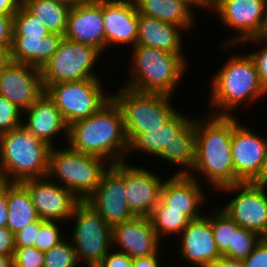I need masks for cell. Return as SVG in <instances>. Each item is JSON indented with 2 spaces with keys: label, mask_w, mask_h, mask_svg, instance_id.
<instances>
[{
  "label": "cell",
  "mask_w": 267,
  "mask_h": 267,
  "mask_svg": "<svg viewBox=\"0 0 267 267\" xmlns=\"http://www.w3.org/2000/svg\"><path fill=\"white\" fill-rule=\"evenodd\" d=\"M267 185L238 183L219 189L236 194L222 209L237 225L267 238ZM236 191V192H235Z\"/></svg>",
  "instance_id": "obj_11"
},
{
  "label": "cell",
  "mask_w": 267,
  "mask_h": 267,
  "mask_svg": "<svg viewBox=\"0 0 267 267\" xmlns=\"http://www.w3.org/2000/svg\"><path fill=\"white\" fill-rule=\"evenodd\" d=\"M64 38L94 46L105 53L103 0H89L71 7Z\"/></svg>",
  "instance_id": "obj_21"
},
{
  "label": "cell",
  "mask_w": 267,
  "mask_h": 267,
  "mask_svg": "<svg viewBox=\"0 0 267 267\" xmlns=\"http://www.w3.org/2000/svg\"><path fill=\"white\" fill-rule=\"evenodd\" d=\"M13 261L14 267H43L44 252L36 247H15Z\"/></svg>",
  "instance_id": "obj_38"
},
{
  "label": "cell",
  "mask_w": 267,
  "mask_h": 267,
  "mask_svg": "<svg viewBox=\"0 0 267 267\" xmlns=\"http://www.w3.org/2000/svg\"><path fill=\"white\" fill-rule=\"evenodd\" d=\"M96 267H133V258L111 249Z\"/></svg>",
  "instance_id": "obj_42"
},
{
  "label": "cell",
  "mask_w": 267,
  "mask_h": 267,
  "mask_svg": "<svg viewBox=\"0 0 267 267\" xmlns=\"http://www.w3.org/2000/svg\"><path fill=\"white\" fill-rule=\"evenodd\" d=\"M63 35L50 32L44 38H12L11 61L42 69L57 51Z\"/></svg>",
  "instance_id": "obj_25"
},
{
  "label": "cell",
  "mask_w": 267,
  "mask_h": 267,
  "mask_svg": "<svg viewBox=\"0 0 267 267\" xmlns=\"http://www.w3.org/2000/svg\"><path fill=\"white\" fill-rule=\"evenodd\" d=\"M242 262L244 267H267V238H261L252 253Z\"/></svg>",
  "instance_id": "obj_40"
},
{
  "label": "cell",
  "mask_w": 267,
  "mask_h": 267,
  "mask_svg": "<svg viewBox=\"0 0 267 267\" xmlns=\"http://www.w3.org/2000/svg\"><path fill=\"white\" fill-rule=\"evenodd\" d=\"M209 267H244V265L242 260L221 256L215 262L211 263Z\"/></svg>",
  "instance_id": "obj_48"
},
{
  "label": "cell",
  "mask_w": 267,
  "mask_h": 267,
  "mask_svg": "<svg viewBox=\"0 0 267 267\" xmlns=\"http://www.w3.org/2000/svg\"><path fill=\"white\" fill-rule=\"evenodd\" d=\"M195 118L192 119L178 134L174 135L173 140L164 146L163 150L156 156L161 160L171 164L180 165V169L174 175H189L195 158Z\"/></svg>",
  "instance_id": "obj_28"
},
{
  "label": "cell",
  "mask_w": 267,
  "mask_h": 267,
  "mask_svg": "<svg viewBox=\"0 0 267 267\" xmlns=\"http://www.w3.org/2000/svg\"><path fill=\"white\" fill-rule=\"evenodd\" d=\"M8 183L4 171L2 170V168L0 167V192L3 191L5 185Z\"/></svg>",
  "instance_id": "obj_55"
},
{
  "label": "cell",
  "mask_w": 267,
  "mask_h": 267,
  "mask_svg": "<svg viewBox=\"0 0 267 267\" xmlns=\"http://www.w3.org/2000/svg\"><path fill=\"white\" fill-rule=\"evenodd\" d=\"M246 54H231L213 75L208 99L211 115L234 116L241 104L254 103L267 95L253 59Z\"/></svg>",
  "instance_id": "obj_3"
},
{
  "label": "cell",
  "mask_w": 267,
  "mask_h": 267,
  "mask_svg": "<svg viewBox=\"0 0 267 267\" xmlns=\"http://www.w3.org/2000/svg\"><path fill=\"white\" fill-rule=\"evenodd\" d=\"M55 1L66 4L71 8L77 5H81L82 3L87 2L89 0H55Z\"/></svg>",
  "instance_id": "obj_54"
},
{
  "label": "cell",
  "mask_w": 267,
  "mask_h": 267,
  "mask_svg": "<svg viewBox=\"0 0 267 267\" xmlns=\"http://www.w3.org/2000/svg\"><path fill=\"white\" fill-rule=\"evenodd\" d=\"M79 262L74 246L69 238L44 252L43 267H77Z\"/></svg>",
  "instance_id": "obj_34"
},
{
  "label": "cell",
  "mask_w": 267,
  "mask_h": 267,
  "mask_svg": "<svg viewBox=\"0 0 267 267\" xmlns=\"http://www.w3.org/2000/svg\"><path fill=\"white\" fill-rule=\"evenodd\" d=\"M8 221V203L6 195V185L0 192V227H7Z\"/></svg>",
  "instance_id": "obj_47"
},
{
  "label": "cell",
  "mask_w": 267,
  "mask_h": 267,
  "mask_svg": "<svg viewBox=\"0 0 267 267\" xmlns=\"http://www.w3.org/2000/svg\"><path fill=\"white\" fill-rule=\"evenodd\" d=\"M261 238L257 233L240 226L233 233L232 246H229V257L237 260L247 258Z\"/></svg>",
  "instance_id": "obj_35"
},
{
  "label": "cell",
  "mask_w": 267,
  "mask_h": 267,
  "mask_svg": "<svg viewBox=\"0 0 267 267\" xmlns=\"http://www.w3.org/2000/svg\"><path fill=\"white\" fill-rule=\"evenodd\" d=\"M254 38L267 39V0H265L264 13L259 27V32Z\"/></svg>",
  "instance_id": "obj_49"
},
{
  "label": "cell",
  "mask_w": 267,
  "mask_h": 267,
  "mask_svg": "<svg viewBox=\"0 0 267 267\" xmlns=\"http://www.w3.org/2000/svg\"><path fill=\"white\" fill-rule=\"evenodd\" d=\"M50 32L37 17L30 13L23 5L13 16L12 38H39L42 39Z\"/></svg>",
  "instance_id": "obj_33"
},
{
  "label": "cell",
  "mask_w": 267,
  "mask_h": 267,
  "mask_svg": "<svg viewBox=\"0 0 267 267\" xmlns=\"http://www.w3.org/2000/svg\"><path fill=\"white\" fill-rule=\"evenodd\" d=\"M233 129V115L209 114L205 120L195 118V158L189 176L197 181H201L198 177L202 176L206 184L217 191L235 184L231 150Z\"/></svg>",
  "instance_id": "obj_1"
},
{
  "label": "cell",
  "mask_w": 267,
  "mask_h": 267,
  "mask_svg": "<svg viewBox=\"0 0 267 267\" xmlns=\"http://www.w3.org/2000/svg\"><path fill=\"white\" fill-rule=\"evenodd\" d=\"M138 14L157 18L181 26L187 30L194 27V7L189 0H134Z\"/></svg>",
  "instance_id": "obj_26"
},
{
  "label": "cell",
  "mask_w": 267,
  "mask_h": 267,
  "mask_svg": "<svg viewBox=\"0 0 267 267\" xmlns=\"http://www.w3.org/2000/svg\"><path fill=\"white\" fill-rule=\"evenodd\" d=\"M211 212V227L216 246L222 256L229 257L233 233L240 227L222 209Z\"/></svg>",
  "instance_id": "obj_32"
},
{
  "label": "cell",
  "mask_w": 267,
  "mask_h": 267,
  "mask_svg": "<svg viewBox=\"0 0 267 267\" xmlns=\"http://www.w3.org/2000/svg\"><path fill=\"white\" fill-rule=\"evenodd\" d=\"M39 232V220L26 225L22 230L14 234L15 247H34Z\"/></svg>",
  "instance_id": "obj_41"
},
{
  "label": "cell",
  "mask_w": 267,
  "mask_h": 267,
  "mask_svg": "<svg viewBox=\"0 0 267 267\" xmlns=\"http://www.w3.org/2000/svg\"><path fill=\"white\" fill-rule=\"evenodd\" d=\"M13 36V16L0 14V48L10 49Z\"/></svg>",
  "instance_id": "obj_43"
},
{
  "label": "cell",
  "mask_w": 267,
  "mask_h": 267,
  "mask_svg": "<svg viewBox=\"0 0 267 267\" xmlns=\"http://www.w3.org/2000/svg\"><path fill=\"white\" fill-rule=\"evenodd\" d=\"M160 251L152 256H144L133 259V267H160Z\"/></svg>",
  "instance_id": "obj_45"
},
{
  "label": "cell",
  "mask_w": 267,
  "mask_h": 267,
  "mask_svg": "<svg viewBox=\"0 0 267 267\" xmlns=\"http://www.w3.org/2000/svg\"><path fill=\"white\" fill-rule=\"evenodd\" d=\"M149 218L160 240L175 234L180 236L183 229L192 221L183 211L168 210L161 200Z\"/></svg>",
  "instance_id": "obj_31"
},
{
  "label": "cell",
  "mask_w": 267,
  "mask_h": 267,
  "mask_svg": "<svg viewBox=\"0 0 267 267\" xmlns=\"http://www.w3.org/2000/svg\"><path fill=\"white\" fill-rule=\"evenodd\" d=\"M125 197L122 161L109 166L94 192L85 201L113 227L135 217Z\"/></svg>",
  "instance_id": "obj_12"
},
{
  "label": "cell",
  "mask_w": 267,
  "mask_h": 267,
  "mask_svg": "<svg viewBox=\"0 0 267 267\" xmlns=\"http://www.w3.org/2000/svg\"><path fill=\"white\" fill-rule=\"evenodd\" d=\"M181 238V239H179ZM179 255L195 267H209V265L219 259L220 254L214 240L211 227V213L192 220L181 232Z\"/></svg>",
  "instance_id": "obj_20"
},
{
  "label": "cell",
  "mask_w": 267,
  "mask_h": 267,
  "mask_svg": "<svg viewBox=\"0 0 267 267\" xmlns=\"http://www.w3.org/2000/svg\"><path fill=\"white\" fill-rule=\"evenodd\" d=\"M11 62L10 49L0 48V74L4 68Z\"/></svg>",
  "instance_id": "obj_50"
},
{
  "label": "cell",
  "mask_w": 267,
  "mask_h": 267,
  "mask_svg": "<svg viewBox=\"0 0 267 267\" xmlns=\"http://www.w3.org/2000/svg\"><path fill=\"white\" fill-rule=\"evenodd\" d=\"M59 223V221L39 219V232L34 247L42 252H46L64 240L62 228L58 226Z\"/></svg>",
  "instance_id": "obj_36"
},
{
  "label": "cell",
  "mask_w": 267,
  "mask_h": 267,
  "mask_svg": "<svg viewBox=\"0 0 267 267\" xmlns=\"http://www.w3.org/2000/svg\"><path fill=\"white\" fill-rule=\"evenodd\" d=\"M224 0H212V11L223 2Z\"/></svg>",
  "instance_id": "obj_56"
},
{
  "label": "cell",
  "mask_w": 267,
  "mask_h": 267,
  "mask_svg": "<svg viewBox=\"0 0 267 267\" xmlns=\"http://www.w3.org/2000/svg\"><path fill=\"white\" fill-rule=\"evenodd\" d=\"M200 183L189 175H172L164 180L160 200L168 210L183 211L191 220L198 219L204 215L200 208L208 201Z\"/></svg>",
  "instance_id": "obj_22"
},
{
  "label": "cell",
  "mask_w": 267,
  "mask_h": 267,
  "mask_svg": "<svg viewBox=\"0 0 267 267\" xmlns=\"http://www.w3.org/2000/svg\"><path fill=\"white\" fill-rule=\"evenodd\" d=\"M8 203L7 227L16 234L26 225L40 219L28 189L21 182L6 184Z\"/></svg>",
  "instance_id": "obj_29"
},
{
  "label": "cell",
  "mask_w": 267,
  "mask_h": 267,
  "mask_svg": "<svg viewBox=\"0 0 267 267\" xmlns=\"http://www.w3.org/2000/svg\"><path fill=\"white\" fill-rule=\"evenodd\" d=\"M238 120L234 116L231 140L235 184L247 182L259 184V171L267 148V136L264 138Z\"/></svg>",
  "instance_id": "obj_13"
},
{
  "label": "cell",
  "mask_w": 267,
  "mask_h": 267,
  "mask_svg": "<svg viewBox=\"0 0 267 267\" xmlns=\"http://www.w3.org/2000/svg\"><path fill=\"white\" fill-rule=\"evenodd\" d=\"M55 147L49 152L47 177L85 201L111 164L102 157L75 151L68 145Z\"/></svg>",
  "instance_id": "obj_6"
},
{
  "label": "cell",
  "mask_w": 267,
  "mask_h": 267,
  "mask_svg": "<svg viewBox=\"0 0 267 267\" xmlns=\"http://www.w3.org/2000/svg\"><path fill=\"white\" fill-rule=\"evenodd\" d=\"M101 56L94 46L63 37L57 51L41 69L44 90L56 83L101 78L93 69Z\"/></svg>",
  "instance_id": "obj_9"
},
{
  "label": "cell",
  "mask_w": 267,
  "mask_h": 267,
  "mask_svg": "<svg viewBox=\"0 0 267 267\" xmlns=\"http://www.w3.org/2000/svg\"><path fill=\"white\" fill-rule=\"evenodd\" d=\"M105 51L116 45L136 46L139 14L134 0H103Z\"/></svg>",
  "instance_id": "obj_18"
},
{
  "label": "cell",
  "mask_w": 267,
  "mask_h": 267,
  "mask_svg": "<svg viewBox=\"0 0 267 267\" xmlns=\"http://www.w3.org/2000/svg\"><path fill=\"white\" fill-rule=\"evenodd\" d=\"M265 0H224L212 12L217 14L221 25L234 30L235 36L223 43L224 48L254 38L264 13Z\"/></svg>",
  "instance_id": "obj_16"
},
{
  "label": "cell",
  "mask_w": 267,
  "mask_h": 267,
  "mask_svg": "<svg viewBox=\"0 0 267 267\" xmlns=\"http://www.w3.org/2000/svg\"><path fill=\"white\" fill-rule=\"evenodd\" d=\"M102 85L101 78L63 82L49 85L45 93L69 126L96 113L112 99L109 92L103 91Z\"/></svg>",
  "instance_id": "obj_10"
},
{
  "label": "cell",
  "mask_w": 267,
  "mask_h": 267,
  "mask_svg": "<svg viewBox=\"0 0 267 267\" xmlns=\"http://www.w3.org/2000/svg\"><path fill=\"white\" fill-rule=\"evenodd\" d=\"M45 93L41 70L11 61L0 74V96L6 97L23 113Z\"/></svg>",
  "instance_id": "obj_17"
},
{
  "label": "cell",
  "mask_w": 267,
  "mask_h": 267,
  "mask_svg": "<svg viewBox=\"0 0 267 267\" xmlns=\"http://www.w3.org/2000/svg\"><path fill=\"white\" fill-rule=\"evenodd\" d=\"M50 149L23 125L0 135V167L7 181L46 177Z\"/></svg>",
  "instance_id": "obj_5"
},
{
  "label": "cell",
  "mask_w": 267,
  "mask_h": 267,
  "mask_svg": "<svg viewBox=\"0 0 267 267\" xmlns=\"http://www.w3.org/2000/svg\"><path fill=\"white\" fill-rule=\"evenodd\" d=\"M71 149L104 158L110 164L126 161L129 142L122 112L111 99L99 111L68 126Z\"/></svg>",
  "instance_id": "obj_2"
},
{
  "label": "cell",
  "mask_w": 267,
  "mask_h": 267,
  "mask_svg": "<svg viewBox=\"0 0 267 267\" xmlns=\"http://www.w3.org/2000/svg\"><path fill=\"white\" fill-rule=\"evenodd\" d=\"M194 117L178 111L170 120L159 128L146 129L130 145L128 155L146 153L157 156ZM132 152V153H131ZM131 153V154H130Z\"/></svg>",
  "instance_id": "obj_27"
},
{
  "label": "cell",
  "mask_w": 267,
  "mask_h": 267,
  "mask_svg": "<svg viewBox=\"0 0 267 267\" xmlns=\"http://www.w3.org/2000/svg\"><path fill=\"white\" fill-rule=\"evenodd\" d=\"M142 166H132L123 161V181L126 203L135 217H150L160 201L164 183L162 177Z\"/></svg>",
  "instance_id": "obj_15"
},
{
  "label": "cell",
  "mask_w": 267,
  "mask_h": 267,
  "mask_svg": "<svg viewBox=\"0 0 267 267\" xmlns=\"http://www.w3.org/2000/svg\"><path fill=\"white\" fill-rule=\"evenodd\" d=\"M22 5L37 17L49 32L64 36L70 12L68 5L55 0H22Z\"/></svg>",
  "instance_id": "obj_30"
},
{
  "label": "cell",
  "mask_w": 267,
  "mask_h": 267,
  "mask_svg": "<svg viewBox=\"0 0 267 267\" xmlns=\"http://www.w3.org/2000/svg\"><path fill=\"white\" fill-rule=\"evenodd\" d=\"M23 119V112L6 97L0 96V135L18 129Z\"/></svg>",
  "instance_id": "obj_37"
},
{
  "label": "cell",
  "mask_w": 267,
  "mask_h": 267,
  "mask_svg": "<svg viewBox=\"0 0 267 267\" xmlns=\"http://www.w3.org/2000/svg\"><path fill=\"white\" fill-rule=\"evenodd\" d=\"M184 28L157 18L139 14L136 45L156 48L168 53L184 54Z\"/></svg>",
  "instance_id": "obj_24"
},
{
  "label": "cell",
  "mask_w": 267,
  "mask_h": 267,
  "mask_svg": "<svg viewBox=\"0 0 267 267\" xmlns=\"http://www.w3.org/2000/svg\"><path fill=\"white\" fill-rule=\"evenodd\" d=\"M21 183L28 189L38 216L45 221L68 223L81 201L70 190L47 176L28 179Z\"/></svg>",
  "instance_id": "obj_14"
},
{
  "label": "cell",
  "mask_w": 267,
  "mask_h": 267,
  "mask_svg": "<svg viewBox=\"0 0 267 267\" xmlns=\"http://www.w3.org/2000/svg\"><path fill=\"white\" fill-rule=\"evenodd\" d=\"M189 3L196 9H208L212 11V0H189Z\"/></svg>",
  "instance_id": "obj_52"
},
{
  "label": "cell",
  "mask_w": 267,
  "mask_h": 267,
  "mask_svg": "<svg viewBox=\"0 0 267 267\" xmlns=\"http://www.w3.org/2000/svg\"><path fill=\"white\" fill-rule=\"evenodd\" d=\"M22 5V0H0V14L14 16Z\"/></svg>",
  "instance_id": "obj_46"
},
{
  "label": "cell",
  "mask_w": 267,
  "mask_h": 267,
  "mask_svg": "<svg viewBox=\"0 0 267 267\" xmlns=\"http://www.w3.org/2000/svg\"><path fill=\"white\" fill-rule=\"evenodd\" d=\"M74 221L70 240L78 262L96 267L112 249V227L86 201H80L69 221Z\"/></svg>",
  "instance_id": "obj_8"
},
{
  "label": "cell",
  "mask_w": 267,
  "mask_h": 267,
  "mask_svg": "<svg viewBox=\"0 0 267 267\" xmlns=\"http://www.w3.org/2000/svg\"><path fill=\"white\" fill-rule=\"evenodd\" d=\"M15 249L14 233L8 227H0V255L13 256Z\"/></svg>",
  "instance_id": "obj_44"
},
{
  "label": "cell",
  "mask_w": 267,
  "mask_h": 267,
  "mask_svg": "<svg viewBox=\"0 0 267 267\" xmlns=\"http://www.w3.org/2000/svg\"><path fill=\"white\" fill-rule=\"evenodd\" d=\"M22 125L39 140L54 147L56 136L63 133L65 144L68 138V126L55 103L43 93L35 103L24 111ZM61 133V134H60ZM55 139V141H54Z\"/></svg>",
  "instance_id": "obj_23"
},
{
  "label": "cell",
  "mask_w": 267,
  "mask_h": 267,
  "mask_svg": "<svg viewBox=\"0 0 267 267\" xmlns=\"http://www.w3.org/2000/svg\"><path fill=\"white\" fill-rule=\"evenodd\" d=\"M112 99L119 106L129 145L146 129L159 128L178 111L171 102L172 95L138 92L122 86Z\"/></svg>",
  "instance_id": "obj_7"
},
{
  "label": "cell",
  "mask_w": 267,
  "mask_h": 267,
  "mask_svg": "<svg viewBox=\"0 0 267 267\" xmlns=\"http://www.w3.org/2000/svg\"><path fill=\"white\" fill-rule=\"evenodd\" d=\"M132 62L126 88L138 92L172 95L188 70L185 54L168 53L156 48L132 47ZM131 71V72H130Z\"/></svg>",
  "instance_id": "obj_4"
},
{
  "label": "cell",
  "mask_w": 267,
  "mask_h": 267,
  "mask_svg": "<svg viewBox=\"0 0 267 267\" xmlns=\"http://www.w3.org/2000/svg\"><path fill=\"white\" fill-rule=\"evenodd\" d=\"M161 241L149 217H134L112 227V249L117 247L133 259L156 254Z\"/></svg>",
  "instance_id": "obj_19"
},
{
  "label": "cell",
  "mask_w": 267,
  "mask_h": 267,
  "mask_svg": "<svg viewBox=\"0 0 267 267\" xmlns=\"http://www.w3.org/2000/svg\"><path fill=\"white\" fill-rule=\"evenodd\" d=\"M0 267H14L13 256L0 255Z\"/></svg>",
  "instance_id": "obj_53"
},
{
  "label": "cell",
  "mask_w": 267,
  "mask_h": 267,
  "mask_svg": "<svg viewBox=\"0 0 267 267\" xmlns=\"http://www.w3.org/2000/svg\"><path fill=\"white\" fill-rule=\"evenodd\" d=\"M259 184L267 185V148L259 171Z\"/></svg>",
  "instance_id": "obj_51"
},
{
  "label": "cell",
  "mask_w": 267,
  "mask_h": 267,
  "mask_svg": "<svg viewBox=\"0 0 267 267\" xmlns=\"http://www.w3.org/2000/svg\"><path fill=\"white\" fill-rule=\"evenodd\" d=\"M253 42L255 45H259L262 42V47L258 50H255L254 52L248 53L249 56L253 59L255 66H256V71L259 75L260 82L263 86V88L267 91V39L263 38H251L248 39L241 44H248ZM265 42V45H263Z\"/></svg>",
  "instance_id": "obj_39"
}]
</instances>
